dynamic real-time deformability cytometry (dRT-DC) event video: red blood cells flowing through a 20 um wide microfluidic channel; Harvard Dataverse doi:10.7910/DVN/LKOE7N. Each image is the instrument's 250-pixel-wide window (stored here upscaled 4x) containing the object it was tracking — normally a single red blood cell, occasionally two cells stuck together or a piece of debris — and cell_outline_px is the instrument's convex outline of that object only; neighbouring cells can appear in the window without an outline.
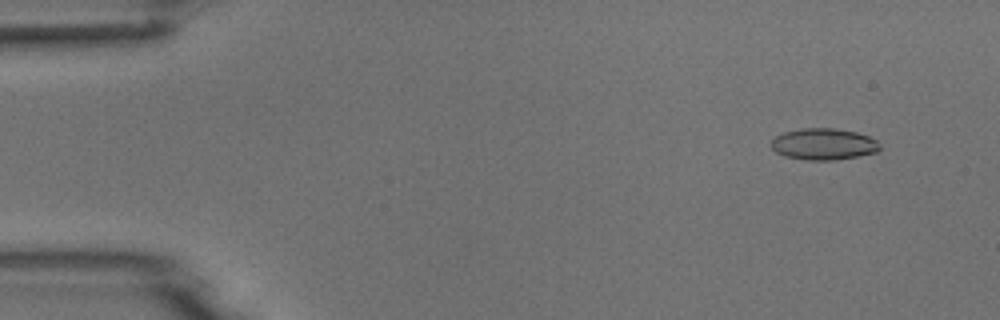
{"species": "common noctule bat (a hibernating species)", "species_latin": "Nyctalus noctula", "temperature_condition": "room temperature", "stored_images_in_passage": 5, "camera_frame_rate_fps": 3000, "um_per_image_px": 0.085, "animal": {"sex": "male", "body_mass_g": 18.8}, "frame": {"image": 1, "passage_image": 2, "time_ms": 1.333, "image_size_px": [1000, 320], "cell_outline_px": [[880, 148], [876, 152], [836, 160], [808, 160], [784, 156], [776, 152], [772, 148], [772, 140], [776, 136], [784, 132], [804, 128], [836, 128], [856, 132], [868, 136], [876, 140], [880, 144]], "centroid_in_image_um": [70.01, 12.25], "position_along_channel_um": 15.0, "area_um2": 19.83}}
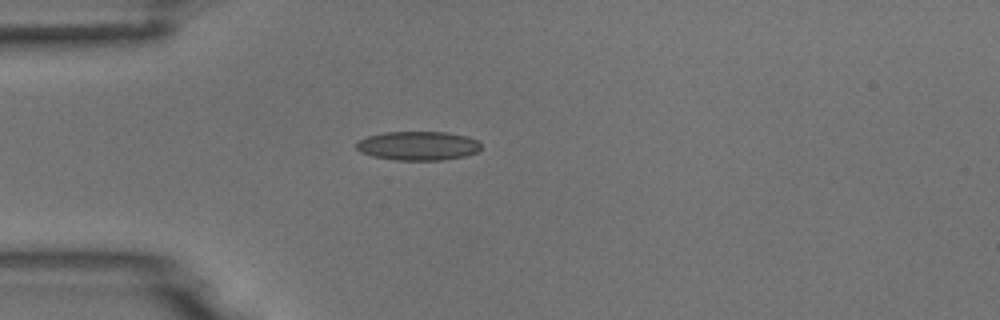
{"frame": {"image": 2, "passage_image": 5, "time_ms": 4.667, "image_size_px": [1000, 320], "cell_outline_px": [[480, 148], [476, 152], [464, 156], [444, 160], [396, 160], [372, 156], [360, 152], [356, 148], [356, 144], [360, 140], [368, 136], [384, 132], [444, 132], [468, 136], [476, 140], [480, 144]], "centroid_in_image_um": [35.52, 12.39], "position_along_channel_um": 49.5, "area_um2": 20.98}}